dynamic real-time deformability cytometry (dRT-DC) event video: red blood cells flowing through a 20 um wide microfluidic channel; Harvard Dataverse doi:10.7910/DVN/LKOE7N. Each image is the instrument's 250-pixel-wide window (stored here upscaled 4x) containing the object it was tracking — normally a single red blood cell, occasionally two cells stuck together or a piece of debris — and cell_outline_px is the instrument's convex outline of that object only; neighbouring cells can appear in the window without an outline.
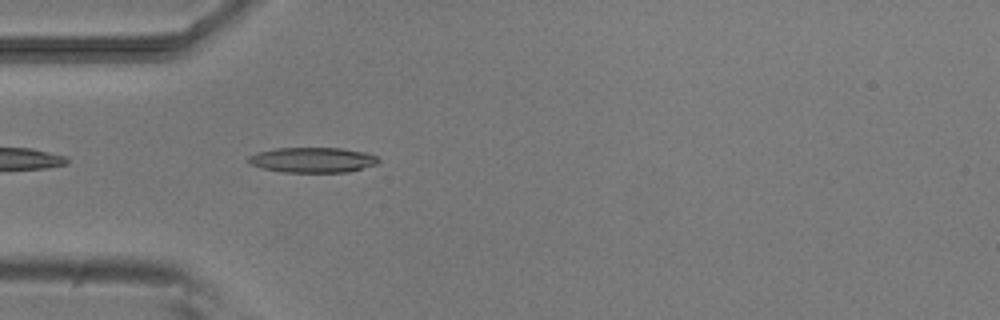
{"species": "common noctule bat (a hibernating species)", "species_latin": "Nyctalus noctula", "temperature_condition": "room temperature", "stored_images_in_passage": 38, "camera_frame_rate_fps": 3000, "um_per_image_px": 0.085, "animal": {"sex": "male", "body_mass_g": 20.5, "forearm_length_mm": 52.5}, "frame": {"image": 1, "passage_image": 3, "time_ms": 0.667, "image_size_px": [1000, 320], "cell_outline_px": [[380, 160], [376, 164], [348, 172], [284, 172], [264, 168], [248, 164], [248, 156], [256, 152], [276, 148], [340, 148], [364, 152], [376, 156]], "centroid_in_image_um": [26.54, 13.59], "position_along_channel_um": 58.5, "area_um2": 19.02}}
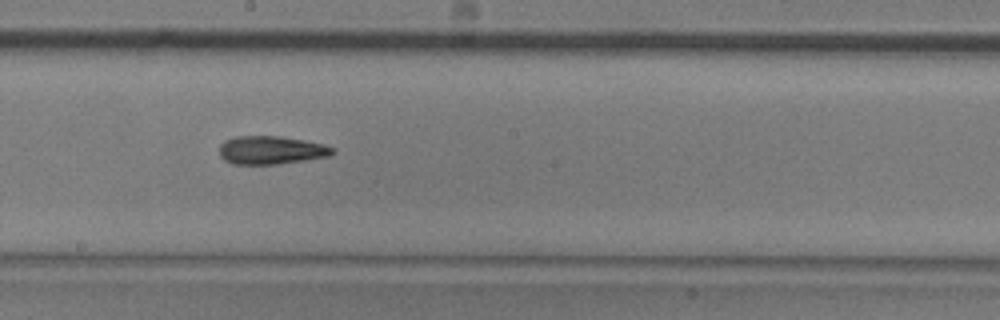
{"frame": {"image": 2, "passage_image": 16, "time_ms": 5.0, "image_size_px": [1000, 320], "cell_outline_px": [[336, 152], [328, 156], [304, 160], [276, 164], [232, 164], [224, 160], [220, 156], [220, 144], [224, 140], [236, 136], [280, 136], [304, 140], [324, 144], [332, 148]], "centroid_in_image_um": [23.01, 12.75], "position_along_channel_um": 225.2, "area_um2": 18.61}}
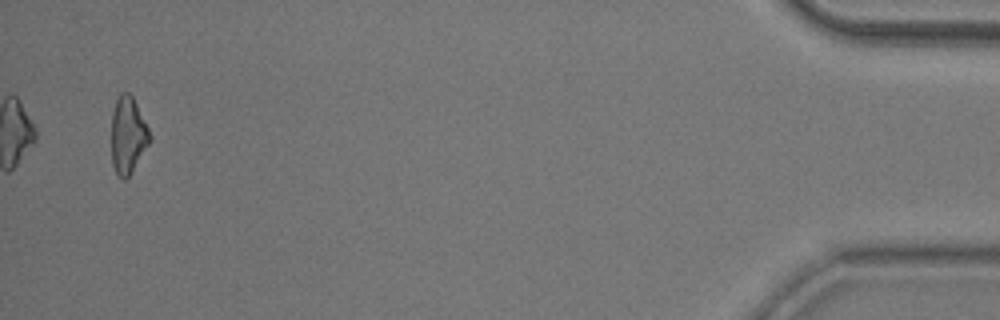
{"frame": {"image": 3, "passage_image": 38, "time_ms": 12.333, "image_size_px": [1000, 320], "cell_outline_px": [[152, 140], [132, 172], [124, 180], [116, 172], [112, 164], [112, 112], [116, 100], [120, 92], [128, 92], [132, 96], [152, 136]], "centroid_in_image_um": [10.88, 11.49], "position_along_channel_um": 424.3, "area_um2": 17.11}, "authors_computed_cell_mechanics": {"area_um2": 18.2648, "velocity_mm_per_s": 3.891, "shape_relaxation_time_tau1_ms": 6.039, "shape_relaxation_time_tau2_ms": null, "deformation_change_tau1": 0.168, "deformation_change_tau2": null}}